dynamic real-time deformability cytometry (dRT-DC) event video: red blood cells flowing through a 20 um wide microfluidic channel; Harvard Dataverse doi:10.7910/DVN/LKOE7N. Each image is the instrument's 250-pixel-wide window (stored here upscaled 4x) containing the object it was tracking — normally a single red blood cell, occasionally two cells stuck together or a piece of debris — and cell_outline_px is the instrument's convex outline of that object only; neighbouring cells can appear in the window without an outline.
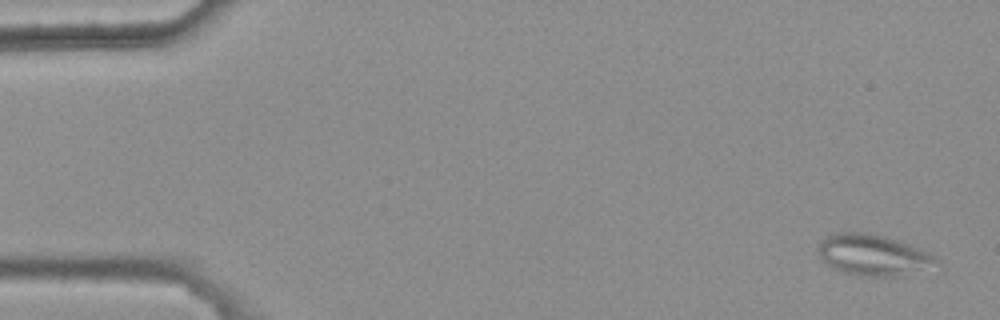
{"species": "common noctule bat (a hibernating species)", "species_latin": "Nyctalus noctula", "temperature_condition": "warm", "stored_images_in_passage": 5, "camera_frame_rate_fps": 3000, "um_per_image_px": 0.085, "animal": {"sex": "female", "body_mass_g": 25.1}, "frame": {"image": 1, "passage_image": 1, "time_ms": 0.0, "image_size_px": [1000, 320], "cell_outline_px": [[940, 264], [900, 276], [860, 276], [844, 272], [832, 268], [820, 256], [820, 240], [836, 232], [860, 232], [884, 236], [920, 248], [936, 256], [940, 260]], "centroid_in_image_um": [74.25, 21.68], "position_along_channel_um": 10.7, "area_um2": 27.98}}
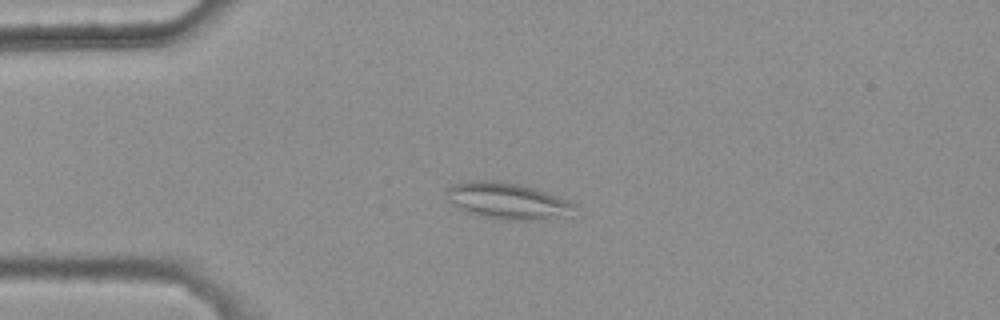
{"frame": {"image": 2, "passage_image": 4, "time_ms": 1.0, "image_size_px": [1000, 320], "cell_outline_px": [[576, 204], [568, 216], [528, 220], [500, 220], [468, 212], [452, 204], [448, 200], [444, 192], [452, 184], [472, 180], [500, 180], [520, 184], [568, 200]], "centroid_in_image_um": [43.08, 17.06], "position_along_channel_um": 41.9, "area_um2": 26.99}}